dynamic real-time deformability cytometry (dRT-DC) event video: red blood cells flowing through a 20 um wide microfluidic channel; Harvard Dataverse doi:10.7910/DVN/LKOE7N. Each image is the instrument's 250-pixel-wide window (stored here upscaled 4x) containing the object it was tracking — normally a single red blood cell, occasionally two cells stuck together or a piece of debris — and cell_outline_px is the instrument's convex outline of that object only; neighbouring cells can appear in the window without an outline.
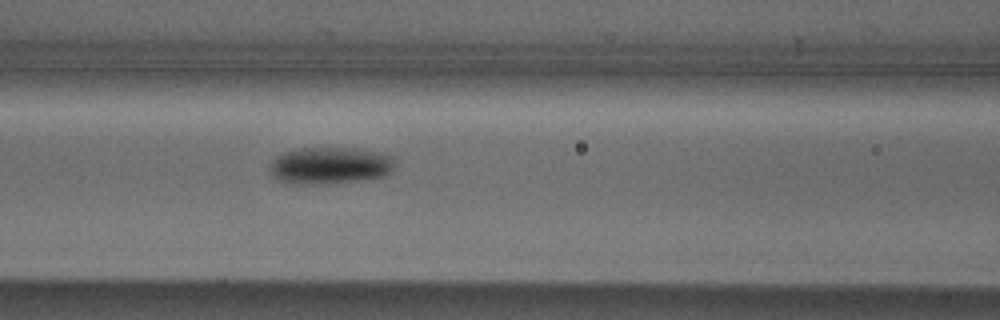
{"species": "Egyptian fruit bat (a non-hibernating species)", "species_latin": "Rousettus aegyptiacus", "temperature_condition": "cold", "stored_images_in_passage": 5, "segment_of_instrument_passage": [1, 2], "camera_frame_rate_fps": 3000, "um_per_image_px": 0.085, "animal": {"sex": "male"}, "frame": {"image": 1, "passage_image": 4, "time_ms": 4.333, "image_size_px": [1000, 320], "cell_outline_px": [[392, 168], [384, 176], [356, 180], [292, 184], [276, 180], [272, 176], [268, 168], [272, 160], [276, 156], [292, 148], [364, 148], [392, 156]], "centroid_in_image_um": [27.96, 14.03], "position_along_channel_um": 138.6, "area_um2": 26.65}}